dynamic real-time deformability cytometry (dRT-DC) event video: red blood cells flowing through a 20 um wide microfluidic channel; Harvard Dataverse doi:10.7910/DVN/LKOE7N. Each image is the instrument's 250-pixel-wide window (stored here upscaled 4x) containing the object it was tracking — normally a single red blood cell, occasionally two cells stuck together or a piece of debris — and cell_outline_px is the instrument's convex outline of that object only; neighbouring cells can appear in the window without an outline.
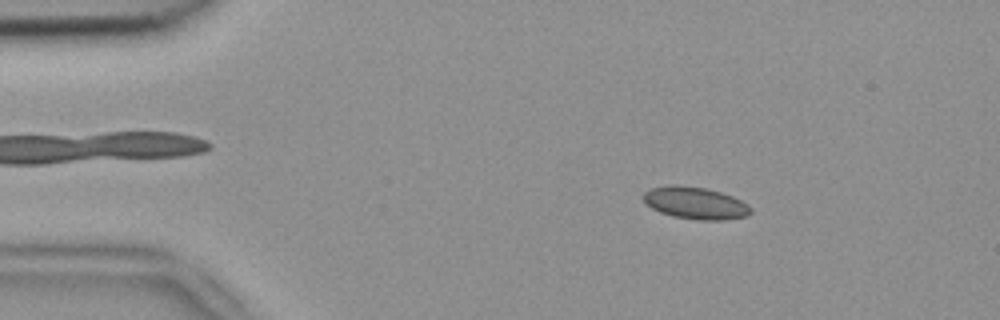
{"species": "common noctule bat (a hibernating species)", "species_latin": "Nyctalus noctula", "temperature_condition": "room temperature", "stored_images_in_passage": 4, "camera_frame_rate_fps": 3000, "um_per_image_px": 0.085, "animal": {"sex": "female", "body_mass_g": 18.4}, "frame": {"image": 1, "passage_image": 2, "time_ms": 0.333, "image_size_px": [1000, 320], "cell_outline_px": [[752, 212], [748, 216], [724, 220], [696, 220], [672, 216], [660, 212], [652, 208], [644, 200], [644, 192], [648, 188], [704, 188], [720, 192], [732, 196], [748, 204], [752, 208]], "centroid_in_image_um": [59.19, 17.32], "position_along_channel_um": 25.8, "area_um2": 19.36}}
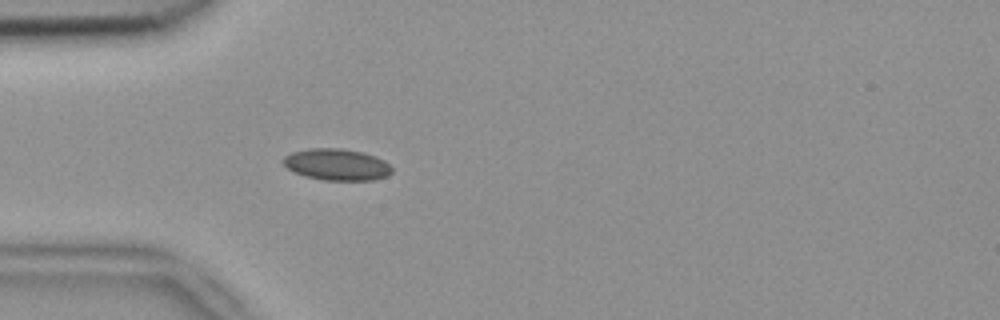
{"frame": {"image": 2, "passage_image": 4, "time_ms": 1.0, "image_size_px": [1000, 320], "cell_outline_px": [[392, 172], [388, 176], [372, 180], [324, 180], [304, 176], [288, 168], [280, 160], [284, 156], [292, 152], [308, 148], [340, 148], [364, 152], [376, 156], [384, 160], [392, 168]], "centroid_in_image_um": [28.63, 13.98], "position_along_channel_um": 56.4, "area_um2": 20.11}}